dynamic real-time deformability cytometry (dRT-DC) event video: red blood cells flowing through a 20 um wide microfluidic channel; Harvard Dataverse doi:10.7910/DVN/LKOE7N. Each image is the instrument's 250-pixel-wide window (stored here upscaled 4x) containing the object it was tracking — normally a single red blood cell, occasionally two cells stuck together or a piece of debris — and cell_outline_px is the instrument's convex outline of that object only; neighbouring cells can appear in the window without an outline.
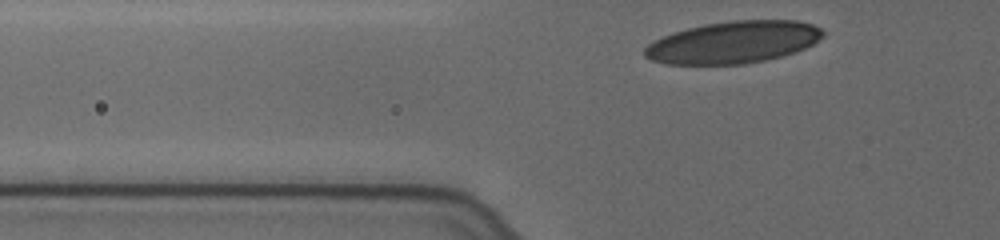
{"species": "human", "species_latin": "Homo sapiens", "temperature_condition": "cold", "stored_images_in_passage": 31, "camera_frame_rate_fps": 3000, "um_per_image_px": 0.085, "donor": {"sex": "female"}, "frame": {"image": 1, "passage_image": 2, "time_ms": 0.333, "image_size_px": [1000, 240], "cell_outline_px": [[824, 36], [812, 44], [796, 52], [764, 60], [744, 64], [668, 64], [652, 60], [644, 56], [644, 48], [648, 44], [664, 36], [688, 28], [704, 24], [732, 20], [796, 20], [812, 24], [820, 28], [824, 32]], "centroid_in_image_um": [62.35, 3.59], "position_along_channel_um": 63.4, "area_um2": 43.47}}
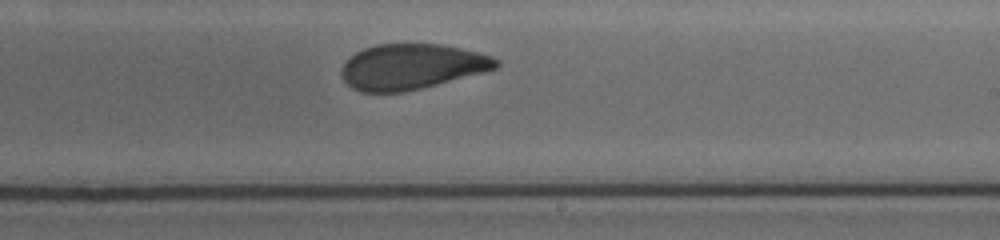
{"frame": {"image": 2, "passage_image": 19, "time_ms": 6.0, "image_size_px": [1000, 240], "cell_outline_px": [[500, 64], [496, 68], [484, 72], [404, 92], [360, 92], [352, 88], [344, 80], [340, 72], [340, 68], [348, 56], [364, 48], [376, 44], [440, 44], [460, 48], [492, 56], [500, 60]], "centroid_in_image_um": [34.95, 5.66], "position_along_channel_um": 254.1, "area_um2": 40.92}}
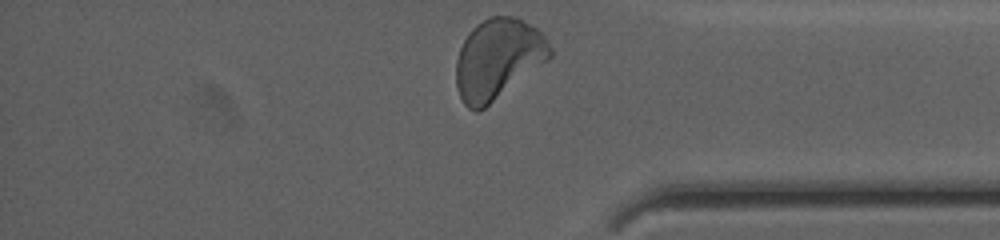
{"frame": {"image": 3, "passage_image": 31, "time_ms": 10.0, "image_size_px": [1000, 240], "cell_outline_px": [[552, 56], [548, 60], [484, 108], [476, 112], [468, 108], [464, 104], [460, 96], [456, 84], [456, 60], [460, 48], [464, 40], [472, 28], [476, 24], [492, 16], [516, 16], [536, 28], [548, 40], [552, 48]], "centroid_in_image_um": [42.32, 5.0], "position_along_channel_um": 392.9, "area_um2": 43.75}, "authors_computed_cell_mechanics": {"area_um2": 42.2518, "velocity_mm_per_s": 3.6238, "shape_relaxation_time_tau1_ms": 6.695, "shape_relaxation_time_tau2_ms": 1.3531, "deformation_change_tau1": 0.1621, "deformation_change_tau2": 0.0681}}